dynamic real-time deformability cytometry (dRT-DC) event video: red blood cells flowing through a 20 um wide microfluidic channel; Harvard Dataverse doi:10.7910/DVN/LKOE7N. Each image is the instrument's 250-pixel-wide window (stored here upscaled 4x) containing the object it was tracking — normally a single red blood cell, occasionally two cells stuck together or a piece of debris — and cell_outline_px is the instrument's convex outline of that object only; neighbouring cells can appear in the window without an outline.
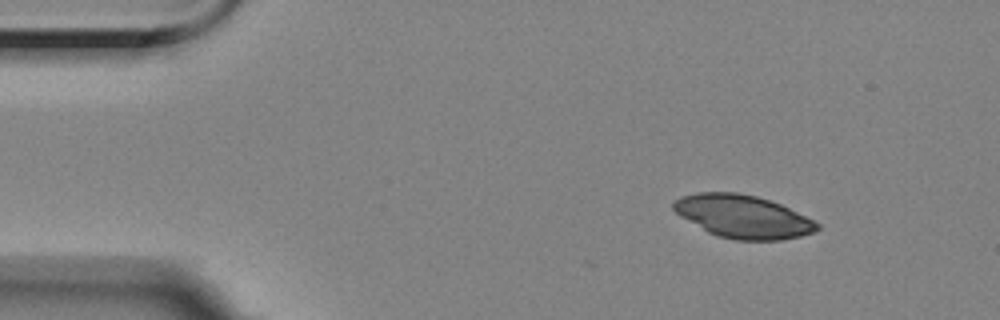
{"species": "Egyptian fruit bat (a non-hibernating species)", "species_latin": "Rousettus aegyptiacus", "temperature_condition": "room temperature", "stored_images_in_passage": 4, "camera_frame_rate_fps": 3000, "um_per_image_px": 0.085, "animal": {"sex": "female"}, "frame": {"image": 1, "passage_image": 1, "time_ms": 0.0, "image_size_px": [1000, 320], "cell_outline_px": [[820, 228], [812, 232], [800, 236], [780, 240], [736, 240], [716, 236], [708, 232], [680, 216], [672, 208], [672, 204], [680, 196], [700, 192], [736, 192], [756, 196], [780, 204], [820, 224]], "centroid_in_image_um": [63.11, 18.41], "position_along_channel_um": 21.9, "area_um2": 35.66}}